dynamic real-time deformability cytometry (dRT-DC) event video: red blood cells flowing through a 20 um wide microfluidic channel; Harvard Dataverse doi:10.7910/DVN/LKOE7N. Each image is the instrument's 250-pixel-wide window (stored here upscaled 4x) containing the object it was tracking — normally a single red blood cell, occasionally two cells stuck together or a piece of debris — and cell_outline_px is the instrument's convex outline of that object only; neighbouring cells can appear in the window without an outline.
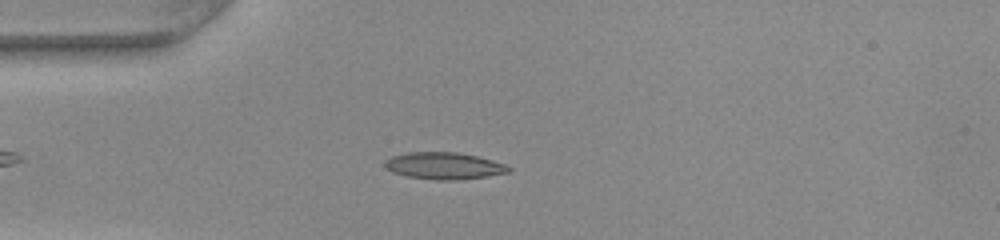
{"species": "common noctule bat (a hibernating species)", "species_latin": "Nyctalus noctula", "temperature_condition": "warm", "stored_images_in_passage": 44, "camera_frame_rate_fps": 3000, "um_per_image_px": 0.085, "animal": {"sex": "female", "body_mass_g": 22.0, "forearm_length_mm": 56.7}, "frame": {"image": 1, "passage_image": 11, "time_ms": 3.333, "image_size_px": [1000, 240], "cell_outline_px": [[512, 168], [508, 172], [484, 176], [456, 180], [436, 180], [404, 176], [392, 172], [384, 164], [384, 160], [392, 156], [408, 152], [456, 152], [476, 156], [492, 160], [504, 164]], "centroid_in_image_um": [37.69, 14.09], "position_along_channel_um": 47.3, "area_um2": 19.25}}
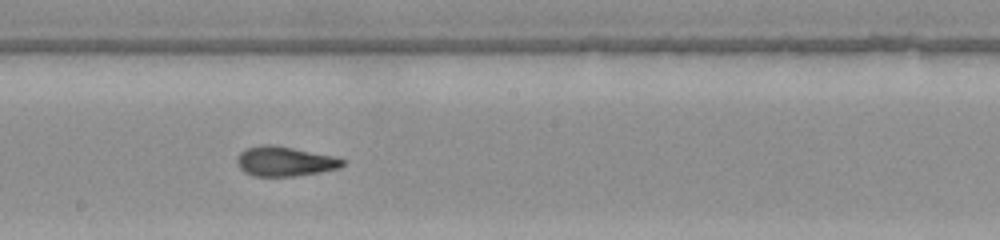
{"frame": {"image": 2, "passage_image": 25, "time_ms": 8.0, "image_size_px": [1000, 240], "cell_outline_px": [[348, 160], [340, 168], [320, 172], [292, 176], [256, 176], [244, 172], [240, 168], [236, 160], [240, 152], [244, 148], [264, 144], [272, 144], [336, 156]], "centroid_in_image_um": [24.23, 13.7], "position_along_channel_um": 224.0, "area_um2": 18.44}}
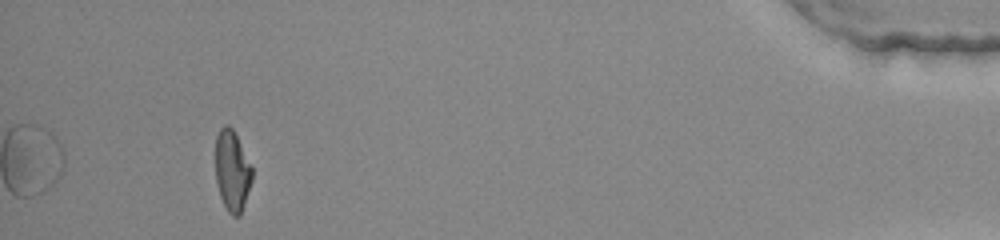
{"frame": {"image": 3, "passage_image": 44, "time_ms": 14.333, "image_size_px": [1000, 240], "cell_outline_px": [[252, 180], [240, 216], [232, 216], [228, 212], [220, 196], [216, 180], [216, 136], [220, 128], [224, 124], [228, 124], [232, 128], [252, 168]], "centroid_in_image_um": [19.72, 14.52], "position_along_channel_um": 415.5, "area_um2": 16.99}, "authors_computed_cell_mechanics": {"area_um2": 18.0047, "velocity_mm_per_s": 4.1159, "shape_relaxation_time_tau1_ms": null, "shape_relaxation_time_tau2_ms": 1.5528, "deformation_change_tau1": null, "deformation_change_tau2": 0.0923}}